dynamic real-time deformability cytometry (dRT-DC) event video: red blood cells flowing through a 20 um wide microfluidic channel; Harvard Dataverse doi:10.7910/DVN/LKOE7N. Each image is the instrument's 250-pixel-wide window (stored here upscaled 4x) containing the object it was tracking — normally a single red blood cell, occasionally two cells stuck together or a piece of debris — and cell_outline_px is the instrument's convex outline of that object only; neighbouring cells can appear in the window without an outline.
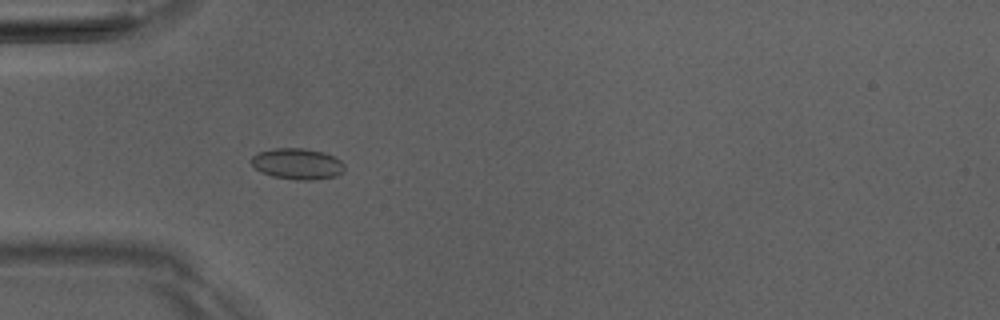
{"species": "Egyptian fruit bat (a non-hibernating species)", "species_latin": "Rousettus aegyptiacus", "temperature_condition": "room temperature", "stored_images_in_passage": 4, "camera_frame_rate_fps": 3000, "um_per_image_px": 0.085, "animal": {"sex": "male"}, "frame": {"image": 1, "passage_image": 4, "time_ms": 3.667, "image_size_px": [1000, 320], "cell_outline_px": [[344, 172], [336, 176], [312, 180], [296, 180], [272, 176], [256, 168], [248, 160], [252, 156], [260, 152], [272, 148], [304, 148], [324, 152], [340, 160], [344, 164]], "centroid_in_image_um": [25.28, 13.92], "position_along_channel_um": 59.7, "area_um2": 16.88}}